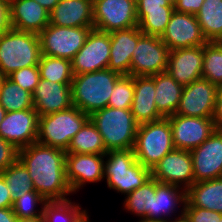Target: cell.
<instances>
[{
    "label": "cell",
    "mask_w": 222,
    "mask_h": 222,
    "mask_svg": "<svg viewBox=\"0 0 222 222\" xmlns=\"http://www.w3.org/2000/svg\"><path fill=\"white\" fill-rule=\"evenodd\" d=\"M169 50L203 46L208 41L202 34L194 14L174 12L163 35L160 37Z\"/></svg>",
    "instance_id": "obj_15"
},
{
    "label": "cell",
    "mask_w": 222,
    "mask_h": 222,
    "mask_svg": "<svg viewBox=\"0 0 222 222\" xmlns=\"http://www.w3.org/2000/svg\"><path fill=\"white\" fill-rule=\"evenodd\" d=\"M168 46L160 37L143 34L133 51L131 76H153L167 70Z\"/></svg>",
    "instance_id": "obj_10"
},
{
    "label": "cell",
    "mask_w": 222,
    "mask_h": 222,
    "mask_svg": "<svg viewBox=\"0 0 222 222\" xmlns=\"http://www.w3.org/2000/svg\"><path fill=\"white\" fill-rule=\"evenodd\" d=\"M38 119L34 108L6 112L0 124V136L18 150L29 146L37 140Z\"/></svg>",
    "instance_id": "obj_16"
},
{
    "label": "cell",
    "mask_w": 222,
    "mask_h": 222,
    "mask_svg": "<svg viewBox=\"0 0 222 222\" xmlns=\"http://www.w3.org/2000/svg\"><path fill=\"white\" fill-rule=\"evenodd\" d=\"M34 1L38 2L43 8L51 12L60 0H34Z\"/></svg>",
    "instance_id": "obj_48"
},
{
    "label": "cell",
    "mask_w": 222,
    "mask_h": 222,
    "mask_svg": "<svg viewBox=\"0 0 222 222\" xmlns=\"http://www.w3.org/2000/svg\"><path fill=\"white\" fill-rule=\"evenodd\" d=\"M8 78L22 87V89L32 94L35 87L38 85L40 70L38 66L24 67L13 72Z\"/></svg>",
    "instance_id": "obj_39"
},
{
    "label": "cell",
    "mask_w": 222,
    "mask_h": 222,
    "mask_svg": "<svg viewBox=\"0 0 222 222\" xmlns=\"http://www.w3.org/2000/svg\"><path fill=\"white\" fill-rule=\"evenodd\" d=\"M203 3L204 0H177L174 9L177 12L196 15Z\"/></svg>",
    "instance_id": "obj_42"
},
{
    "label": "cell",
    "mask_w": 222,
    "mask_h": 222,
    "mask_svg": "<svg viewBox=\"0 0 222 222\" xmlns=\"http://www.w3.org/2000/svg\"><path fill=\"white\" fill-rule=\"evenodd\" d=\"M190 153L195 182L222 177V130L215 129L209 138Z\"/></svg>",
    "instance_id": "obj_17"
},
{
    "label": "cell",
    "mask_w": 222,
    "mask_h": 222,
    "mask_svg": "<svg viewBox=\"0 0 222 222\" xmlns=\"http://www.w3.org/2000/svg\"><path fill=\"white\" fill-rule=\"evenodd\" d=\"M162 6H170L166 0H136L137 10L162 9Z\"/></svg>",
    "instance_id": "obj_46"
},
{
    "label": "cell",
    "mask_w": 222,
    "mask_h": 222,
    "mask_svg": "<svg viewBox=\"0 0 222 222\" xmlns=\"http://www.w3.org/2000/svg\"><path fill=\"white\" fill-rule=\"evenodd\" d=\"M88 216V210L71 199L47 201L44 206L45 222H82Z\"/></svg>",
    "instance_id": "obj_30"
},
{
    "label": "cell",
    "mask_w": 222,
    "mask_h": 222,
    "mask_svg": "<svg viewBox=\"0 0 222 222\" xmlns=\"http://www.w3.org/2000/svg\"><path fill=\"white\" fill-rule=\"evenodd\" d=\"M6 115V110L0 105V124Z\"/></svg>",
    "instance_id": "obj_51"
},
{
    "label": "cell",
    "mask_w": 222,
    "mask_h": 222,
    "mask_svg": "<svg viewBox=\"0 0 222 222\" xmlns=\"http://www.w3.org/2000/svg\"><path fill=\"white\" fill-rule=\"evenodd\" d=\"M49 13L34 0H15L10 4L11 28L39 34L49 25Z\"/></svg>",
    "instance_id": "obj_23"
},
{
    "label": "cell",
    "mask_w": 222,
    "mask_h": 222,
    "mask_svg": "<svg viewBox=\"0 0 222 222\" xmlns=\"http://www.w3.org/2000/svg\"><path fill=\"white\" fill-rule=\"evenodd\" d=\"M202 78L217 87L222 86V42H207L204 45Z\"/></svg>",
    "instance_id": "obj_36"
},
{
    "label": "cell",
    "mask_w": 222,
    "mask_h": 222,
    "mask_svg": "<svg viewBox=\"0 0 222 222\" xmlns=\"http://www.w3.org/2000/svg\"><path fill=\"white\" fill-rule=\"evenodd\" d=\"M212 120L214 121L215 128L217 130H222V86H219L217 90V98Z\"/></svg>",
    "instance_id": "obj_45"
},
{
    "label": "cell",
    "mask_w": 222,
    "mask_h": 222,
    "mask_svg": "<svg viewBox=\"0 0 222 222\" xmlns=\"http://www.w3.org/2000/svg\"><path fill=\"white\" fill-rule=\"evenodd\" d=\"M66 153L98 155L107 153L103 138L90 119L72 138Z\"/></svg>",
    "instance_id": "obj_29"
},
{
    "label": "cell",
    "mask_w": 222,
    "mask_h": 222,
    "mask_svg": "<svg viewBox=\"0 0 222 222\" xmlns=\"http://www.w3.org/2000/svg\"><path fill=\"white\" fill-rule=\"evenodd\" d=\"M180 213V214H179ZM178 216L175 217V219L173 220H166L164 222H178V218L182 217L184 215V207L181 208V210L179 211Z\"/></svg>",
    "instance_id": "obj_50"
},
{
    "label": "cell",
    "mask_w": 222,
    "mask_h": 222,
    "mask_svg": "<svg viewBox=\"0 0 222 222\" xmlns=\"http://www.w3.org/2000/svg\"><path fill=\"white\" fill-rule=\"evenodd\" d=\"M174 10L172 6H162V9L155 10H137L139 29L146 35L161 37Z\"/></svg>",
    "instance_id": "obj_34"
},
{
    "label": "cell",
    "mask_w": 222,
    "mask_h": 222,
    "mask_svg": "<svg viewBox=\"0 0 222 222\" xmlns=\"http://www.w3.org/2000/svg\"><path fill=\"white\" fill-rule=\"evenodd\" d=\"M18 159V149L0 136V173Z\"/></svg>",
    "instance_id": "obj_41"
},
{
    "label": "cell",
    "mask_w": 222,
    "mask_h": 222,
    "mask_svg": "<svg viewBox=\"0 0 222 222\" xmlns=\"http://www.w3.org/2000/svg\"><path fill=\"white\" fill-rule=\"evenodd\" d=\"M34 109L38 116L59 112L73 106L71 84L39 79L32 92Z\"/></svg>",
    "instance_id": "obj_20"
},
{
    "label": "cell",
    "mask_w": 222,
    "mask_h": 222,
    "mask_svg": "<svg viewBox=\"0 0 222 222\" xmlns=\"http://www.w3.org/2000/svg\"><path fill=\"white\" fill-rule=\"evenodd\" d=\"M186 190L182 187L161 183L155 179V195L151 210V220H173L172 214L178 212V207L185 206ZM181 205V206H180Z\"/></svg>",
    "instance_id": "obj_25"
},
{
    "label": "cell",
    "mask_w": 222,
    "mask_h": 222,
    "mask_svg": "<svg viewBox=\"0 0 222 222\" xmlns=\"http://www.w3.org/2000/svg\"><path fill=\"white\" fill-rule=\"evenodd\" d=\"M38 67L41 79L71 84L74 77L71 60L66 58L41 55Z\"/></svg>",
    "instance_id": "obj_33"
},
{
    "label": "cell",
    "mask_w": 222,
    "mask_h": 222,
    "mask_svg": "<svg viewBox=\"0 0 222 222\" xmlns=\"http://www.w3.org/2000/svg\"><path fill=\"white\" fill-rule=\"evenodd\" d=\"M89 119L100 132L106 151L133 149L139 124L130 109L105 107Z\"/></svg>",
    "instance_id": "obj_4"
},
{
    "label": "cell",
    "mask_w": 222,
    "mask_h": 222,
    "mask_svg": "<svg viewBox=\"0 0 222 222\" xmlns=\"http://www.w3.org/2000/svg\"><path fill=\"white\" fill-rule=\"evenodd\" d=\"M0 174L8 185V190L14 199L21 197L25 193L34 191V184L32 178L29 176L28 169L19 159Z\"/></svg>",
    "instance_id": "obj_35"
},
{
    "label": "cell",
    "mask_w": 222,
    "mask_h": 222,
    "mask_svg": "<svg viewBox=\"0 0 222 222\" xmlns=\"http://www.w3.org/2000/svg\"><path fill=\"white\" fill-rule=\"evenodd\" d=\"M105 155L66 153V178L73 192L87 183L104 181Z\"/></svg>",
    "instance_id": "obj_18"
},
{
    "label": "cell",
    "mask_w": 222,
    "mask_h": 222,
    "mask_svg": "<svg viewBox=\"0 0 222 222\" xmlns=\"http://www.w3.org/2000/svg\"><path fill=\"white\" fill-rule=\"evenodd\" d=\"M174 149L168 118L140 124L136 133L134 154L138 162L150 170Z\"/></svg>",
    "instance_id": "obj_7"
},
{
    "label": "cell",
    "mask_w": 222,
    "mask_h": 222,
    "mask_svg": "<svg viewBox=\"0 0 222 222\" xmlns=\"http://www.w3.org/2000/svg\"><path fill=\"white\" fill-rule=\"evenodd\" d=\"M13 200L8 185L0 174V208H12Z\"/></svg>",
    "instance_id": "obj_44"
},
{
    "label": "cell",
    "mask_w": 222,
    "mask_h": 222,
    "mask_svg": "<svg viewBox=\"0 0 222 222\" xmlns=\"http://www.w3.org/2000/svg\"><path fill=\"white\" fill-rule=\"evenodd\" d=\"M186 202L222 214V177L193 183L186 190Z\"/></svg>",
    "instance_id": "obj_26"
},
{
    "label": "cell",
    "mask_w": 222,
    "mask_h": 222,
    "mask_svg": "<svg viewBox=\"0 0 222 222\" xmlns=\"http://www.w3.org/2000/svg\"><path fill=\"white\" fill-rule=\"evenodd\" d=\"M34 190L47 201L69 199L73 192L66 178V151L35 142L18 150Z\"/></svg>",
    "instance_id": "obj_1"
},
{
    "label": "cell",
    "mask_w": 222,
    "mask_h": 222,
    "mask_svg": "<svg viewBox=\"0 0 222 222\" xmlns=\"http://www.w3.org/2000/svg\"><path fill=\"white\" fill-rule=\"evenodd\" d=\"M195 16L208 42H222V0H204Z\"/></svg>",
    "instance_id": "obj_28"
},
{
    "label": "cell",
    "mask_w": 222,
    "mask_h": 222,
    "mask_svg": "<svg viewBox=\"0 0 222 222\" xmlns=\"http://www.w3.org/2000/svg\"><path fill=\"white\" fill-rule=\"evenodd\" d=\"M105 158L104 178L110 190L125 196L151 178V170L137 161L133 149L108 151Z\"/></svg>",
    "instance_id": "obj_3"
},
{
    "label": "cell",
    "mask_w": 222,
    "mask_h": 222,
    "mask_svg": "<svg viewBox=\"0 0 222 222\" xmlns=\"http://www.w3.org/2000/svg\"><path fill=\"white\" fill-rule=\"evenodd\" d=\"M144 33L138 26L110 32V59L108 69L121 75H130L133 51Z\"/></svg>",
    "instance_id": "obj_21"
},
{
    "label": "cell",
    "mask_w": 222,
    "mask_h": 222,
    "mask_svg": "<svg viewBox=\"0 0 222 222\" xmlns=\"http://www.w3.org/2000/svg\"><path fill=\"white\" fill-rule=\"evenodd\" d=\"M151 177L187 190L195 183L190 151L174 148L153 167Z\"/></svg>",
    "instance_id": "obj_13"
},
{
    "label": "cell",
    "mask_w": 222,
    "mask_h": 222,
    "mask_svg": "<svg viewBox=\"0 0 222 222\" xmlns=\"http://www.w3.org/2000/svg\"><path fill=\"white\" fill-rule=\"evenodd\" d=\"M167 3L172 6V7H175L176 3H177V0H166Z\"/></svg>",
    "instance_id": "obj_53"
},
{
    "label": "cell",
    "mask_w": 222,
    "mask_h": 222,
    "mask_svg": "<svg viewBox=\"0 0 222 222\" xmlns=\"http://www.w3.org/2000/svg\"><path fill=\"white\" fill-rule=\"evenodd\" d=\"M134 97V76L122 75L110 95L108 107L131 109Z\"/></svg>",
    "instance_id": "obj_38"
},
{
    "label": "cell",
    "mask_w": 222,
    "mask_h": 222,
    "mask_svg": "<svg viewBox=\"0 0 222 222\" xmlns=\"http://www.w3.org/2000/svg\"><path fill=\"white\" fill-rule=\"evenodd\" d=\"M11 28L10 5L0 0V35Z\"/></svg>",
    "instance_id": "obj_43"
},
{
    "label": "cell",
    "mask_w": 222,
    "mask_h": 222,
    "mask_svg": "<svg viewBox=\"0 0 222 222\" xmlns=\"http://www.w3.org/2000/svg\"><path fill=\"white\" fill-rule=\"evenodd\" d=\"M18 222H45L44 217H37L33 219H19Z\"/></svg>",
    "instance_id": "obj_49"
},
{
    "label": "cell",
    "mask_w": 222,
    "mask_h": 222,
    "mask_svg": "<svg viewBox=\"0 0 222 222\" xmlns=\"http://www.w3.org/2000/svg\"><path fill=\"white\" fill-rule=\"evenodd\" d=\"M218 222H222V214L218 213Z\"/></svg>",
    "instance_id": "obj_57"
},
{
    "label": "cell",
    "mask_w": 222,
    "mask_h": 222,
    "mask_svg": "<svg viewBox=\"0 0 222 222\" xmlns=\"http://www.w3.org/2000/svg\"><path fill=\"white\" fill-rule=\"evenodd\" d=\"M94 27H61L47 25L38 35L41 55L71 60L83 47Z\"/></svg>",
    "instance_id": "obj_8"
},
{
    "label": "cell",
    "mask_w": 222,
    "mask_h": 222,
    "mask_svg": "<svg viewBox=\"0 0 222 222\" xmlns=\"http://www.w3.org/2000/svg\"><path fill=\"white\" fill-rule=\"evenodd\" d=\"M183 86L177 83L166 71L155 75V104L158 113L167 118L178 109Z\"/></svg>",
    "instance_id": "obj_27"
},
{
    "label": "cell",
    "mask_w": 222,
    "mask_h": 222,
    "mask_svg": "<svg viewBox=\"0 0 222 222\" xmlns=\"http://www.w3.org/2000/svg\"><path fill=\"white\" fill-rule=\"evenodd\" d=\"M178 222H186L185 217H184V216L179 217V218H178Z\"/></svg>",
    "instance_id": "obj_55"
},
{
    "label": "cell",
    "mask_w": 222,
    "mask_h": 222,
    "mask_svg": "<svg viewBox=\"0 0 222 222\" xmlns=\"http://www.w3.org/2000/svg\"><path fill=\"white\" fill-rule=\"evenodd\" d=\"M0 105L6 112L34 108L32 94L8 77H5L0 85Z\"/></svg>",
    "instance_id": "obj_32"
},
{
    "label": "cell",
    "mask_w": 222,
    "mask_h": 222,
    "mask_svg": "<svg viewBox=\"0 0 222 222\" xmlns=\"http://www.w3.org/2000/svg\"><path fill=\"white\" fill-rule=\"evenodd\" d=\"M39 35L10 28L0 35V71L5 77L24 67L38 66Z\"/></svg>",
    "instance_id": "obj_5"
},
{
    "label": "cell",
    "mask_w": 222,
    "mask_h": 222,
    "mask_svg": "<svg viewBox=\"0 0 222 222\" xmlns=\"http://www.w3.org/2000/svg\"><path fill=\"white\" fill-rule=\"evenodd\" d=\"M183 216L186 222H218V213L216 211L192 207L187 202L184 206Z\"/></svg>",
    "instance_id": "obj_40"
},
{
    "label": "cell",
    "mask_w": 222,
    "mask_h": 222,
    "mask_svg": "<svg viewBox=\"0 0 222 222\" xmlns=\"http://www.w3.org/2000/svg\"><path fill=\"white\" fill-rule=\"evenodd\" d=\"M122 75L108 68L74 75L71 82L73 106L89 116L108 106L116 81Z\"/></svg>",
    "instance_id": "obj_2"
},
{
    "label": "cell",
    "mask_w": 222,
    "mask_h": 222,
    "mask_svg": "<svg viewBox=\"0 0 222 222\" xmlns=\"http://www.w3.org/2000/svg\"><path fill=\"white\" fill-rule=\"evenodd\" d=\"M46 202L47 200L34 190L14 199L12 210L18 219L43 217ZM38 204L41 205V209H37Z\"/></svg>",
    "instance_id": "obj_37"
},
{
    "label": "cell",
    "mask_w": 222,
    "mask_h": 222,
    "mask_svg": "<svg viewBox=\"0 0 222 222\" xmlns=\"http://www.w3.org/2000/svg\"><path fill=\"white\" fill-rule=\"evenodd\" d=\"M49 24L61 27H93V0H60L49 13Z\"/></svg>",
    "instance_id": "obj_22"
},
{
    "label": "cell",
    "mask_w": 222,
    "mask_h": 222,
    "mask_svg": "<svg viewBox=\"0 0 222 222\" xmlns=\"http://www.w3.org/2000/svg\"><path fill=\"white\" fill-rule=\"evenodd\" d=\"M171 124L174 148L191 151L200 146L215 131L212 118L188 117L173 114Z\"/></svg>",
    "instance_id": "obj_14"
},
{
    "label": "cell",
    "mask_w": 222,
    "mask_h": 222,
    "mask_svg": "<svg viewBox=\"0 0 222 222\" xmlns=\"http://www.w3.org/2000/svg\"><path fill=\"white\" fill-rule=\"evenodd\" d=\"M89 217H90V215H88L82 222H91Z\"/></svg>",
    "instance_id": "obj_56"
},
{
    "label": "cell",
    "mask_w": 222,
    "mask_h": 222,
    "mask_svg": "<svg viewBox=\"0 0 222 222\" xmlns=\"http://www.w3.org/2000/svg\"><path fill=\"white\" fill-rule=\"evenodd\" d=\"M137 222H164V221H159V220H150L147 218H140L139 221Z\"/></svg>",
    "instance_id": "obj_52"
},
{
    "label": "cell",
    "mask_w": 222,
    "mask_h": 222,
    "mask_svg": "<svg viewBox=\"0 0 222 222\" xmlns=\"http://www.w3.org/2000/svg\"><path fill=\"white\" fill-rule=\"evenodd\" d=\"M2 1H5V2H7L9 5L12 3V2H14L15 0H2Z\"/></svg>",
    "instance_id": "obj_58"
},
{
    "label": "cell",
    "mask_w": 222,
    "mask_h": 222,
    "mask_svg": "<svg viewBox=\"0 0 222 222\" xmlns=\"http://www.w3.org/2000/svg\"><path fill=\"white\" fill-rule=\"evenodd\" d=\"M153 195H155V179L151 177L141 187L124 197L123 207L128 213L151 220Z\"/></svg>",
    "instance_id": "obj_31"
},
{
    "label": "cell",
    "mask_w": 222,
    "mask_h": 222,
    "mask_svg": "<svg viewBox=\"0 0 222 222\" xmlns=\"http://www.w3.org/2000/svg\"><path fill=\"white\" fill-rule=\"evenodd\" d=\"M218 87L205 78H199L183 87L178 109L175 114L212 118Z\"/></svg>",
    "instance_id": "obj_12"
},
{
    "label": "cell",
    "mask_w": 222,
    "mask_h": 222,
    "mask_svg": "<svg viewBox=\"0 0 222 222\" xmlns=\"http://www.w3.org/2000/svg\"><path fill=\"white\" fill-rule=\"evenodd\" d=\"M5 78V76L3 75V73L0 71V85L2 84L3 79Z\"/></svg>",
    "instance_id": "obj_54"
},
{
    "label": "cell",
    "mask_w": 222,
    "mask_h": 222,
    "mask_svg": "<svg viewBox=\"0 0 222 222\" xmlns=\"http://www.w3.org/2000/svg\"><path fill=\"white\" fill-rule=\"evenodd\" d=\"M138 26L136 0H93V27L103 32Z\"/></svg>",
    "instance_id": "obj_9"
},
{
    "label": "cell",
    "mask_w": 222,
    "mask_h": 222,
    "mask_svg": "<svg viewBox=\"0 0 222 222\" xmlns=\"http://www.w3.org/2000/svg\"><path fill=\"white\" fill-rule=\"evenodd\" d=\"M155 75L134 76V97L131 113L140 125L163 118L155 104Z\"/></svg>",
    "instance_id": "obj_24"
},
{
    "label": "cell",
    "mask_w": 222,
    "mask_h": 222,
    "mask_svg": "<svg viewBox=\"0 0 222 222\" xmlns=\"http://www.w3.org/2000/svg\"><path fill=\"white\" fill-rule=\"evenodd\" d=\"M12 208H0V222H18Z\"/></svg>",
    "instance_id": "obj_47"
},
{
    "label": "cell",
    "mask_w": 222,
    "mask_h": 222,
    "mask_svg": "<svg viewBox=\"0 0 222 222\" xmlns=\"http://www.w3.org/2000/svg\"><path fill=\"white\" fill-rule=\"evenodd\" d=\"M89 119V115L75 106L39 116L36 142L67 151L72 138Z\"/></svg>",
    "instance_id": "obj_6"
},
{
    "label": "cell",
    "mask_w": 222,
    "mask_h": 222,
    "mask_svg": "<svg viewBox=\"0 0 222 222\" xmlns=\"http://www.w3.org/2000/svg\"><path fill=\"white\" fill-rule=\"evenodd\" d=\"M204 45L169 51L166 72L180 85L202 78Z\"/></svg>",
    "instance_id": "obj_19"
},
{
    "label": "cell",
    "mask_w": 222,
    "mask_h": 222,
    "mask_svg": "<svg viewBox=\"0 0 222 222\" xmlns=\"http://www.w3.org/2000/svg\"><path fill=\"white\" fill-rule=\"evenodd\" d=\"M110 33L92 29L83 47L71 59L73 74L106 69L110 59Z\"/></svg>",
    "instance_id": "obj_11"
}]
</instances>
